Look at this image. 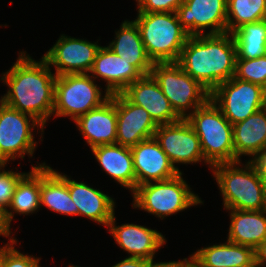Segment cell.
<instances>
[{"label": "cell", "mask_w": 266, "mask_h": 267, "mask_svg": "<svg viewBox=\"0 0 266 267\" xmlns=\"http://www.w3.org/2000/svg\"><path fill=\"white\" fill-rule=\"evenodd\" d=\"M17 55L0 76V83L7 86L3 93L5 104L33 116L46 128L54 110L57 76L42 57L35 60L26 50Z\"/></svg>", "instance_id": "cell-1"}, {"label": "cell", "mask_w": 266, "mask_h": 267, "mask_svg": "<svg viewBox=\"0 0 266 267\" xmlns=\"http://www.w3.org/2000/svg\"><path fill=\"white\" fill-rule=\"evenodd\" d=\"M236 45L232 33L189 36L177 63L210 93L235 74Z\"/></svg>", "instance_id": "cell-2"}, {"label": "cell", "mask_w": 266, "mask_h": 267, "mask_svg": "<svg viewBox=\"0 0 266 267\" xmlns=\"http://www.w3.org/2000/svg\"><path fill=\"white\" fill-rule=\"evenodd\" d=\"M223 210H266L263 178L243 160L212 166Z\"/></svg>", "instance_id": "cell-3"}, {"label": "cell", "mask_w": 266, "mask_h": 267, "mask_svg": "<svg viewBox=\"0 0 266 267\" xmlns=\"http://www.w3.org/2000/svg\"><path fill=\"white\" fill-rule=\"evenodd\" d=\"M185 173H179L176 177L157 182H149L137 186L130 194L131 207L148 215H153L158 220L190 210L192 207L204 205V200L195 193L183 177Z\"/></svg>", "instance_id": "cell-4"}, {"label": "cell", "mask_w": 266, "mask_h": 267, "mask_svg": "<svg viewBox=\"0 0 266 267\" xmlns=\"http://www.w3.org/2000/svg\"><path fill=\"white\" fill-rule=\"evenodd\" d=\"M133 19L153 63L177 62L189 35L176 12H137Z\"/></svg>", "instance_id": "cell-5"}, {"label": "cell", "mask_w": 266, "mask_h": 267, "mask_svg": "<svg viewBox=\"0 0 266 267\" xmlns=\"http://www.w3.org/2000/svg\"><path fill=\"white\" fill-rule=\"evenodd\" d=\"M186 120L199 137L204 159L211 166L234 162L233 125L211 98Z\"/></svg>", "instance_id": "cell-6"}, {"label": "cell", "mask_w": 266, "mask_h": 267, "mask_svg": "<svg viewBox=\"0 0 266 267\" xmlns=\"http://www.w3.org/2000/svg\"><path fill=\"white\" fill-rule=\"evenodd\" d=\"M98 83L89 73L57 76L52 119L66 117L74 122L101 106L111 94Z\"/></svg>", "instance_id": "cell-7"}, {"label": "cell", "mask_w": 266, "mask_h": 267, "mask_svg": "<svg viewBox=\"0 0 266 267\" xmlns=\"http://www.w3.org/2000/svg\"><path fill=\"white\" fill-rule=\"evenodd\" d=\"M35 130V131H34ZM45 127L33 116L6 104L0 109V163L24 161L25 156L35 158L39 142H43ZM38 141L35 140V135ZM40 139V140H39Z\"/></svg>", "instance_id": "cell-8"}, {"label": "cell", "mask_w": 266, "mask_h": 267, "mask_svg": "<svg viewBox=\"0 0 266 267\" xmlns=\"http://www.w3.org/2000/svg\"><path fill=\"white\" fill-rule=\"evenodd\" d=\"M151 75L181 119L204 105L211 93L187 74L177 62L153 63Z\"/></svg>", "instance_id": "cell-9"}, {"label": "cell", "mask_w": 266, "mask_h": 267, "mask_svg": "<svg viewBox=\"0 0 266 267\" xmlns=\"http://www.w3.org/2000/svg\"><path fill=\"white\" fill-rule=\"evenodd\" d=\"M210 98L233 125L265 108L266 89L233 76L218 85Z\"/></svg>", "instance_id": "cell-10"}, {"label": "cell", "mask_w": 266, "mask_h": 267, "mask_svg": "<svg viewBox=\"0 0 266 267\" xmlns=\"http://www.w3.org/2000/svg\"><path fill=\"white\" fill-rule=\"evenodd\" d=\"M154 137L179 173L184 172L181 165L200 163L211 171L212 166L204 159L199 137L186 119L158 125Z\"/></svg>", "instance_id": "cell-11"}, {"label": "cell", "mask_w": 266, "mask_h": 267, "mask_svg": "<svg viewBox=\"0 0 266 267\" xmlns=\"http://www.w3.org/2000/svg\"><path fill=\"white\" fill-rule=\"evenodd\" d=\"M100 40V37L90 41L62 33L41 57L53 68L56 76L90 73L96 53L102 46Z\"/></svg>", "instance_id": "cell-12"}, {"label": "cell", "mask_w": 266, "mask_h": 267, "mask_svg": "<svg viewBox=\"0 0 266 267\" xmlns=\"http://www.w3.org/2000/svg\"><path fill=\"white\" fill-rule=\"evenodd\" d=\"M176 14L189 36L227 33V0H184Z\"/></svg>", "instance_id": "cell-13"}, {"label": "cell", "mask_w": 266, "mask_h": 267, "mask_svg": "<svg viewBox=\"0 0 266 267\" xmlns=\"http://www.w3.org/2000/svg\"><path fill=\"white\" fill-rule=\"evenodd\" d=\"M115 215L106 230L114 239V243L123 250V253L126 252L128 257L154 260L159 250L167 246L168 238L157 228L153 229L133 222L117 225L119 223Z\"/></svg>", "instance_id": "cell-14"}, {"label": "cell", "mask_w": 266, "mask_h": 267, "mask_svg": "<svg viewBox=\"0 0 266 267\" xmlns=\"http://www.w3.org/2000/svg\"><path fill=\"white\" fill-rule=\"evenodd\" d=\"M66 184L68 186L71 199L78 209V216L90 220L98 226H108L116 212L117 202L108 192L100 188L92 187L86 181L72 179L66 174Z\"/></svg>", "instance_id": "cell-15"}, {"label": "cell", "mask_w": 266, "mask_h": 267, "mask_svg": "<svg viewBox=\"0 0 266 267\" xmlns=\"http://www.w3.org/2000/svg\"><path fill=\"white\" fill-rule=\"evenodd\" d=\"M131 153L136 187L149 182L165 181L179 174L155 137L132 146Z\"/></svg>", "instance_id": "cell-16"}, {"label": "cell", "mask_w": 266, "mask_h": 267, "mask_svg": "<svg viewBox=\"0 0 266 267\" xmlns=\"http://www.w3.org/2000/svg\"><path fill=\"white\" fill-rule=\"evenodd\" d=\"M116 143L126 147L154 137L158 125L141 106L131 103L122 93L116 94Z\"/></svg>", "instance_id": "cell-17"}, {"label": "cell", "mask_w": 266, "mask_h": 267, "mask_svg": "<svg viewBox=\"0 0 266 267\" xmlns=\"http://www.w3.org/2000/svg\"><path fill=\"white\" fill-rule=\"evenodd\" d=\"M73 123L89 149L99 145L115 144L117 137L116 94H112L101 106L81 115Z\"/></svg>", "instance_id": "cell-18"}, {"label": "cell", "mask_w": 266, "mask_h": 267, "mask_svg": "<svg viewBox=\"0 0 266 267\" xmlns=\"http://www.w3.org/2000/svg\"><path fill=\"white\" fill-rule=\"evenodd\" d=\"M111 95L122 93L131 83L143 75L123 57L115 54L108 46H101L96 53L89 73ZM102 82H101V81Z\"/></svg>", "instance_id": "cell-19"}, {"label": "cell", "mask_w": 266, "mask_h": 267, "mask_svg": "<svg viewBox=\"0 0 266 267\" xmlns=\"http://www.w3.org/2000/svg\"><path fill=\"white\" fill-rule=\"evenodd\" d=\"M122 94L131 103L143 107L157 125L174 123L181 119L151 74L131 83Z\"/></svg>", "instance_id": "cell-20"}, {"label": "cell", "mask_w": 266, "mask_h": 267, "mask_svg": "<svg viewBox=\"0 0 266 267\" xmlns=\"http://www.w3.org/2000/svg\"><path fill=\"white\" fill-rule=\"evenodd\" d=\"M100 170L131 194L136 189L131 148L120 144L99 145L89 150Z\"/></svg>", "instance_id": "cell-21"}, {"label": "cell", "mask_w": 266, "mask_h": 267, "mask_svg": "<svg viewBox=\"0 0 266 267\" xmlns=\"http://www.w3.org/2000/svg\"><path fill=\"white\" fill-rule=\"evenodd\" d=\"M40 207L67 217H78V209L66 184V173L49 164L40 167Z\"/></svg>", "instance_id": "cell-22"}, {"label": "cell", "mask_w": 266, "mask_h": 267, "mask_svg": "<svg viewBox=\"0 0 266 267\" xmlns=\"http://www.w3.org/2000/svg\"><path fill=\"white\" fill-rule=\"evenodd\" d=\"M209 243L196 249L190 255L194 267H239L255 266L254 250L251 247L235 244L228 240Z\"/></svg>", "instance_id": "cell-23"}, {"label": "cell", "mask_w": 266, "mask_h": 267, "mask_svg": "<svg viewBox=\"0 0 266 267\" xmlns=\"http://www.w3.org/2000/svg\"><path fill=\"white\" fill-rule=\"evenodd\" d=\"M119 27L114 30V37L106 46L133 65L143 76L150 75L153 62L146 53L136 23L126 18Z\"/></svg>", "instance_id": "cell-24"}, {"label": "cell", "mask_w": 266, "mask_h": 267, "mask_svg": "<svg viewBox=\"0 0 266 267\" xmlns=\"http://www.w3.org/2000/svg\"><path fill=\"white\" fill-rule=\"evenodd\" d=\"M229 215L226 238L253 250L266 240V210H224Z\"/></svg>", "instance_id": "cell-25"}, {"label": "cell", "mask_w": 266, "mask_h": 267, "mask_svg": "<svg viewBox=\"0 0 266 267\" xmlns=\"http://www.w3.org/2000/svg\"><path fill=\"white\" fill-rule=\"evenodd\" d=\"M31 163L28 171L18 182L11 203L6 210L9 223L16 220V215L30 216L37 214L40 207V167L48 164L46 161Z\"/></svg>", "instance_id": "cell-26"}, {"label": "cell", "mask_w": 266, "mask_h": 267, "mask_svg": "<svg viewBox=\"0 0 266 267\" xmlns=\"http://www.w3.org/2000/svg\"><path fill=\"white\" fill-rule=\"evenodd\" d=\"M234 162L266 147V107L233 124Z\"/></svg>", "instance_id": "cell-27"}, {"label": "cell", "mask_w": 266, "mask_h": 267, "mask_svg": "<svg viewBox=\"0 0 266 267\" xmlns=\"http://www.w3.org/2000/svg\"><path fill=\"white\" fill-rule=\"evenodd\" d=\"M236 59H255L266 55V19L245 23L232 32Z\"/></svg>", "instance_id": "cell-28"}, {"label": "cell", "mask_w": 266, "mask_h": 267, "mask_svg": "<svg viewBox=\"0 0 266 267\" xmlns=\"http://www.w3.org/2000/svg\"><path fill=\"white\" fill-rule=\"evenodd\" d=\"M266 19V0H227V33Z\"/></svg>", "instance_id": "cell-29"}, {"label": "cell", "mask_w": 266, "mask_h": 267, "mask_svg": "<svg viewBox=\"0 0 266 267\" xmlns=\"http://www.w3.org/2000/svg\"><path fill=\"white\" fill-rule=\"evenodd\" d=\"M234 77L266 89V55L255 59H236Z\"/></svg>", "instance_id": "cell-30"}, {"label": "cell", "mask_w": 266, "mask_h": 267, "mask_svg": "<svg viewBox=\"0 0 266 267\" xmlns=\"http://www.w3.org/2000/svg\"><path fill=\"white\" fill-rule=\"evenodd\" d=\"M8 164L0 163V206L5 210L8 209L16 186L19 180L27 173L26 171H20L18 168L8 167ZM15 168V170H13Z\"/></svg>", "instance_id": "cell-31"}, {"label": "cell", "mask_w": 266, "mask_h": 267, "mask_svg": "<svg viewBox=\"0 0 266 267\" xmlns=\"http://www.w3.org/2000/svg\"><path fill=\"white\" fill-rule=\"evenodd\" d=\"M18 239L9 240L5 243V267H42L41 257L24 253L17 247L20 246Z\"/></svg>", "instance_id": "cell-32"}, {"label": "cell", "mask_w": 266, "mask_h": 267, "mask_svg": "<svg viewBox=\"0 0 266 267\" xmlns=\"http://www.w3.org/2000/svg\"><path fill=\"white\" fill-rule=\"evenodd\" d=\"M136 11L142 13L176 12L184 0H134Z\"/></svg>", "instance_id": "cell-33"}, {"label": "cell", "mask_w": 266, "mask_h": 267, "mask_svg": "<svg viewBox=\"0 0 266 267\" xmlns=\"http://www.w3.org/2000/svg\"><path fill=\"white\" fill-rule=\"evenodd\" d=\"M245 161L255 170L256 173L263 176L266 173V147L254 152Z\"/></svg>", "instance_id": "cell-34"}, {"label": "cell", "mask_w": 266, "mask_h": 267, "mask_svg": "<svg viewBox=\"0 0 266 267\" xmlns=\"http://www.w3.org/2000/svg\"><path fill=\"white\" fill-rule=\"evenodd\" d=\"M18 230H11V224L9 223L6 215V210L0 206V237H3L5 240L8 238L9 240L17 239V235L15 234ZM16 236V237H15Z\"/></svg>", "instance_id": "cell-35"}, {"label": "cell", "mask_w": 266, "mask_h": 267, "mask_svg": "<svg viewBox=\"0 0 266 267\" xmlns=\"http://www.w3.org/2000/svg\"><path fill=\"white\" fill-rule=\"evenodd\" d=\"M150 267H194V263L191 255L189 254L188 257L181 258L180 260H151Z\"/></svg>", "instance_id": "cell-36"}, {"label": "cell", "mask_w": 266, "mask_h": 267, "mask_svg": "<svg viewBox=\"0 0 266 267\" xmlns=\"http://www.w3.org/2000/svg\"><path fill=\"white\" fill-rule=\"evenodd\" d=\"M150 265L151 260L125 256L110 267H150Z\"/></svg>", "instance_id": "cell-37"}, {"label": "cell", "mask_w": 266, "mask_h": 267, "mask_svg": "<svg viewBox=\"0 0 266 267\" xmlns=\"http://www.w3.org/2000/svg\"><path fill=\"white\" fill-rule=\"evenodd\" d=\"M255 267H266V240L254 249Z\"/></svg>", "instance_id": "cell-38"}, {"label": "cell", "mask_w": 266, "mask_h": 267, "mask_svg": "<svg viewBox=\"0 0 266 267\" xmlns=\"http://www.w3.org/2000/svg\"><path fill=\"white\" fill-rule=\"evenodd\" d=\"M3 246L0 245V267H5V241H1ZM0 242V243H1Z\"/></svg>", "instance_id": "cell-39"}, {"label": "cell", "mask_w": 266, "mask_h": 267, "mask_svg": "<svg viewBox=\"0 0 266 267\" xmlns=\"http://www.w3.org/2000/svg\"><path fill=\"white\" fill-rule=\"evenodd\" d=\"M5 105L4 95L0 96V109Z\"/></svg>", "instance_id": "cell-40"}, {"label": "cell", "mask_w": 266, "mask_h": 267, "mask_svg": "<svg viewBox=\"0 0 266 267\" xmlns=\"http://www.w3.org/2000/svg\"><path fill=\"white\" fill-rule=\"evenodd\" d=\"M266 193V173L262 176Z\"/></svg>", "instance_id": "cell-41"}, {"label": "cell", "mask_w": 266, "mask_h": 267, "mask_svg": "<svg viewBox=\"0 0 266 267\" xmlns=\"http://www.w3.org/2000/svg\"><path fill=\"white\" fill-rule=\"evenodd\" d=\"M70 267H81V266H79V265H74V264L70 263ZM82 267H83V266H82Z\"/></svg>", "instance_id": "cell-42"}, {"label": "cell", "mask_w": 266, "mask_h": 267, "mask_svg": "<svg viewBox=\"0 0 266 267\" xmlns=\"http://www.w3.org/2000/svg\"><path fill=\"white\" fill-rule=\"evenodd\" d=\"M2 26H3L4 28H5V27H8V25H7V24H3V25H2V24H0V27H2Z\"/></svg>", "instance_id": "cell-43"}, {"label": "cell", "mask_w": 266, "mask_h": 267, "mask_svg": "<svg viewBox=\"0 0 266 267\" xmlns=\"http://www.w3.org/2000/svg\"><path fill=\"white\" fill-rule=\"evenodd\" d=\"M233 267H236V266H233ZM239 267H255V266H239Z\"/></svg>", "instance_id": "cell-44"}]
</instances>
